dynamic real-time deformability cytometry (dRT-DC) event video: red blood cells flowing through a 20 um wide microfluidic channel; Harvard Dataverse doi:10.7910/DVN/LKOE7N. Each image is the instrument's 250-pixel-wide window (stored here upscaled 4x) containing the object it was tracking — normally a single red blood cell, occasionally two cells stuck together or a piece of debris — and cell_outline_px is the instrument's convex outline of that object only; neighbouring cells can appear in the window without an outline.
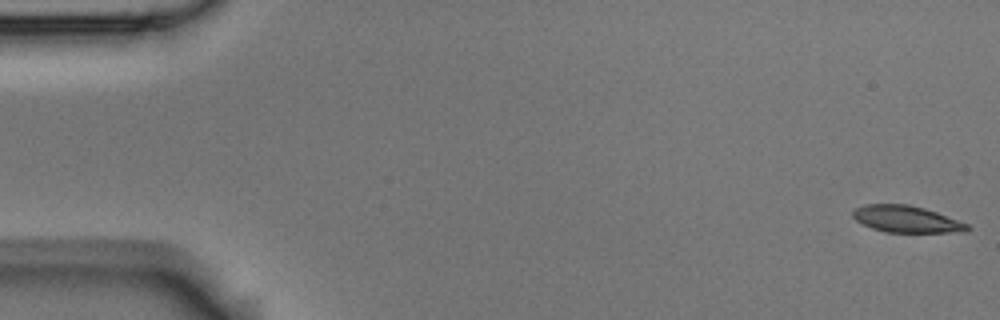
{"species": "Egyptian fruit bat (a non-hibernating species)", "species_latin": "Rousettus aegyptiacus", "temperature_condition": "room temperature", "stored_images_in_passage": 6, "camera_frame_rate_fps": 3000, "um_per_image_px": 0.085, "animal": {"sex": "male"}, "frame": {"image": 1, "passage_image": 1, "time_ms": 0.0, "image_size_px": [1000, 320], "cell_outline_px": [[972, 228], [968, 232], [884, 232], [860, 224], [852, 216], [852, 212], [856, 208], [864, 204], [908, 204], [924, 208], [936, 212], [968, 224]], "centroid_in_image_um": [77.03, 18.63], "position_along_channel_um": 8.0, "area_um2": 17.92}}
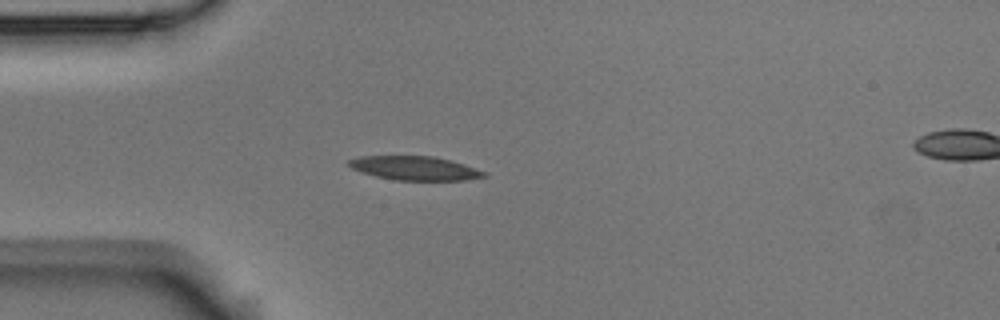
{"frame": {"image": 2, "passage_image": 5, "time_ms": 1.333, "image_size_px": [1000, 320], "cell_outline_px": [[488, 176], [468, 180], [392, 180], [376, 176], [352, 168], [348, 164], [348, 160], [360, 156], [436, 156], [464, 164], [488, 172]], "centroid_in_image_um": [35.32, 14.29], "position_along_channel_um": 49.7, "area_um2": 18.9}}